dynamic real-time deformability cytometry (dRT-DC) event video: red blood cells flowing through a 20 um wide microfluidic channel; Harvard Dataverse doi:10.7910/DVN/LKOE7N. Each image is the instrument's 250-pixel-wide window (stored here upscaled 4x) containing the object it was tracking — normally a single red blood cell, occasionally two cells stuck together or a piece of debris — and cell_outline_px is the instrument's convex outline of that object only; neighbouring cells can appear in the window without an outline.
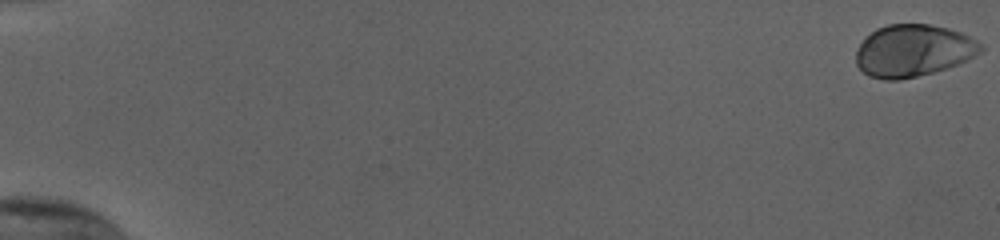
{"species": "human", "species_latin": "Homo sapiens", "temperature_condition": "cold", "stored_images_in_passage": 49, "camera_frame_rate_fps": 3000, "um_per_image_px": 0.085, "donor": {"sex": "female"}, "frame": {"image": 1, "passage_image": 1, "time_ms": 0.0, "image_size_px": [1000, 240], "cell_outline_px": [[984, 48], [980, 52], [948, 68], [900, 80], [884, 80], [868, 76], [856, 64], [856, 48], [864, 36], [876, 28], [888, 24], [928, 24], [948, 28], [960, 32], [976, 40]], "centroid_in_image_um": [77.56, 4.3], "position_along_channel_um": 7.4, "area_um2": 37.86}}
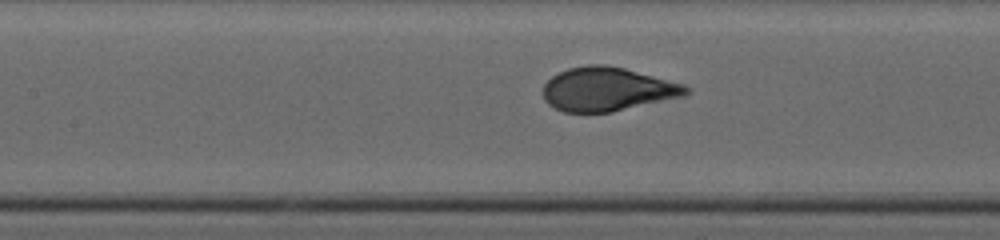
{"frame": {"image": 2, "passage_image": 28, "time_ms": 9.0, "image_size_px": [1000, 240], "cell_outline_px": [[692, 92], [684, 96], [612, 112], [564, 112], [548, 104], [544, 100], [544, 84], [552, 76], [568, 68], [588, 64], [604, 64], [624, 68], [684, 84], [692, 88]], "centroid_in_image_um": [51.65, 7.58], "position_along_channel_um": 155.7, "area_um2": 36.47}}
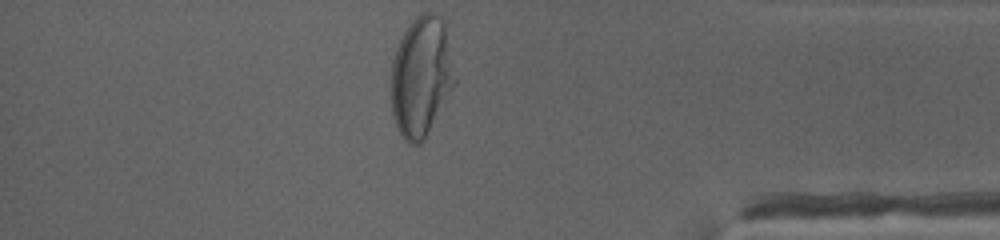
{"frame": {"image": 3, "passage_image": 49, "time_ms": 16.0, "image_size_px": [1000, 240], "cell_outline_px": [[456, 80], [424, 140], [420, 144], [408, 144], [404, 140], [396, 128], [392, 116], [392, 60], [396, 48], [408, 24], [420, 12], [432, 12], [440, 16], [444, 24]], "centroid_in_image_um": [35.77, 6.51], "position_along_channel_um": 399.4, "area_um2": 44.22}, "authors_computed_cell_mechanics": {"area_um2": 37.0498, "velocity_mm_per_s": 3.819, "shape_relaxation_time_tau1_ms": 4.0484, "shape_relaxation_time_tau2_ms": null, "deformation_change_tau1": 0.189, "deformation_change_tau2": null}}